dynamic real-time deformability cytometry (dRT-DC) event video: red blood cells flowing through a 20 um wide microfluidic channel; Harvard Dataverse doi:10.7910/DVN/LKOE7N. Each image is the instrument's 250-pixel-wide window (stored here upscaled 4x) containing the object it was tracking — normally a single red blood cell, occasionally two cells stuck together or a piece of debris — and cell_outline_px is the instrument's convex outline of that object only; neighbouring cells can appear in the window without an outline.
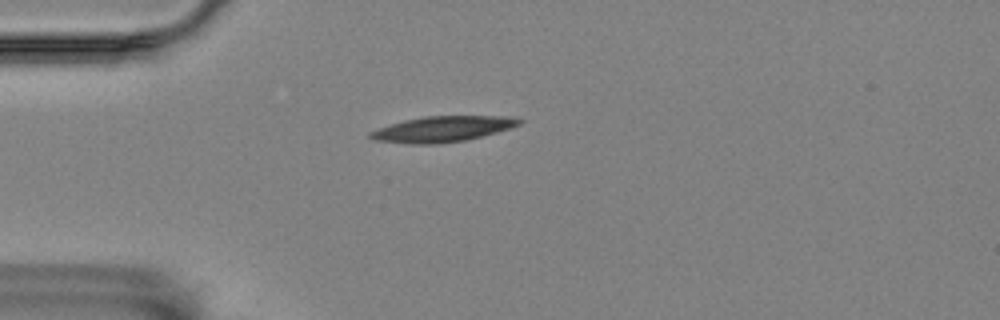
{"species": "Egyptian fruit bat (a non-hibernating species)", "species_latin": "Rousettus aegyptiacus", "temperature_condition": "room temperature", "stored_images_in_passage": 6, "segment_of_instrument_passage": [2, 2], "camera_frame_rate_fps": 3000, "um_per_image_px": 0.085, "animal": {"sex": "female"}, "frame": {"image": 1, "passage_image": 6, "time_ms": 1.667, "image_size_px": [1000, 320], "cell_outline_px": [[524, 120], [520, 124], [496, 132], [464, 140], [432, 144], [412, 144], [376, 140], [368, 136], [368, 132], [404, 120], [424, 116], [508, 116]], "centroid_in_image_um": [37.6, 10.96], "position_along_channel_um": 47.4, "area_um2": 21.85}}